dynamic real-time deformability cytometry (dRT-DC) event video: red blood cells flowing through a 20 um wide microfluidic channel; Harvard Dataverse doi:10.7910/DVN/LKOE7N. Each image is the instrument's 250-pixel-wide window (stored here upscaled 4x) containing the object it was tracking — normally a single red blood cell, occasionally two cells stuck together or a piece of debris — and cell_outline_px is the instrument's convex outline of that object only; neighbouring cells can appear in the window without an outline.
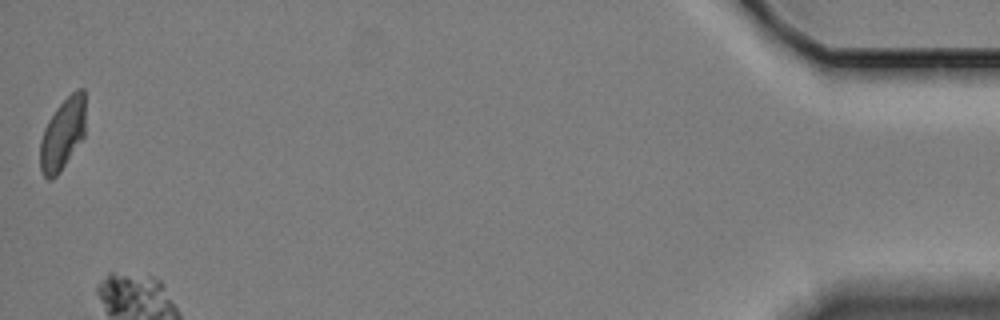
{"species": "Egyptian fruit bat (a non-hibernating species)", "species_latin": "Rousettus aegyptiacus", "temperature_condition": "cold", "stored_images_in_passage": 60, "camera_frame_rate_fps": 3000, "um_per_image_px": 0.085, "animal": {"sex": "female"}, "frame": {"image": 1, "passage_image": 60, "time_ms": 19.667, "image_size_px": [1000, 320], "cell_outline_px": [[84, 136], [60, 172], [52, 180], [48, 180], [44, 176], [40, 168], [40, 140], [44, 128], [48, 120], [56, 108], [76, 88], [84, 88]], "centroid_in_image_um": [5.3, 11.41], "position_along_channel_um": 429.9, "area_um2": 18.9}}